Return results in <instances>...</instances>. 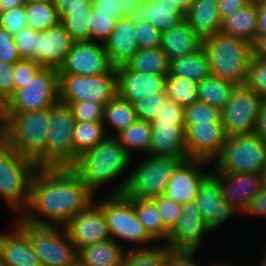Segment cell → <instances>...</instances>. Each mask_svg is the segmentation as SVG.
I'll list each match as a JSON object with an SVG mask.
<instances>
[{
  "label": "cell",
  "mask_w": 266,
  "mask_h": 266,
  "mask_svg": "<svg viewBox=\"0 0 266 266\" xmlns=\"http://www.w3.org/2000/svg\"><path fill=\"white\" fill-rule=\"evenodd\" d=\"M207 163L201 159L182 160L174 169L163 196L182 205L196 199L202 180L209 174L200 168Z\"/></svg>",
  "instance_id": "cell-18"
},
{
  "label": "cell",
  "mask_w": 266,
  "mask_h": 266,
  "mask_svg": "<svg viewBox=\"0 0 266 266\" xmlns=\"http://www.w3.org/2000/svg\"><path fill=\"white\" fill-rule=\"evenodd\" d=\"M260 1H266V0H250V2H253V3L260 2Z\"/></svg>",
  "instance_id": "cell-71"
},
{
  "label": "cell",
  "mask_w": 266,
  "mask_h": 266,
  "mask_svg": "<svg viewBox=\"0 0 266 266\" xmlns=\"http://www.w3.org/2000/svg\"><path fill=\"white\" fill-rule=\"evenodd\" d=\"M211 74L208 56L201 46L197 51L170 60L169 74L199 83Z\"/></svg>",
  "instance_id": "cell-31"
},
{
  "label": "cell",
  "mask_w": 266,
  "mask_h": 266,
  "mask_svg": "<svg viewBox=\"0 0 266 266\" xmlns=\"http://www.w3.org/2000/svg\"><path fill=\"white\" fill-rule=\"evenodd\" d=\"M235 87L234 83L210 74L198 83L197 99L222 111Z\"/></svg>",
  "instance_id": "cell-32"
},
{
  "label": "cell",
  "mask_w": 266,
  "mask_h": 266,
  "mask_svg": "<svg viewBox=\"0 0 266 266\" xmlns=\"http://www.w3.org/2000/svg\"><path fill=\"white\" fill-rule=\"evenodd\" d=\"M184 128L187 157L191 159L211 162L220 153L227 139L222 123L184 125Z\"/></svg>",
  "instance_id": "cell-17"
},
{
  "label": "cell",
  "mask_w": 266,
  "mask_h": 266,
  "mask_svg": "<svg viewBox=\"0 0 266 266\" xmlns=\"http://www.w3.org/2000/svg\"><path fill=\"white\" fill-rule=\"evenodd\" d=\"M152 138L149 156H170L188 159L185 144L184 125L151 123Z\"/></svg>",
  "instance_id": "cell-25"
},
{
  "label": "cell",
  "mask_w": 266,
  "mask_h": 266,
  "mask_svg": "<svg viewBox=\"0 0 266 266\" xmlns=\"http://www.w3.org/2000/svg\"><path fill=\"white\" fill-rule=\"evenodd\" d=\"M258 25L257 37H266V1L256 2Z\"/></svg>",
  "instance_id": "cell-60"
},
{
  "label": "cell",
  "mask_w": 266,
  "mask_h": 266,
  "mask_svg": "<svg viewBox=\"0 0 266 266\" xmlns=\"http://www.w3.org/2000/svg\"><path fill=\"white\" fill-rule=\"evenodd\" d=\"M135 22L147 20L161 32L185 19V13L177 4L162 0H143L130 16Z\"/></svg>",
  "instance_id": "cell-26"
},
{
  "label": "cell",
  "mask_w": 266,
  "mask_h": 266,
  "mask_svg": "<svg viewBox=\"0 0 266 266\" xmlns=\"http://www.w3.org/2000/svg\"><path fill=\"white\" fill-rule=\"evenodd\" d=\"M104 212L112 239L130 241L135 245L155 241L138 220L131 199L123 194H110L106 200L98 203Z\"/></svg>",
  "instance_id": "cell-12"
},
{
  "label": "cell",
  "mask_w": 266,
  "mask_h": 266,
  "mask_svg": "<svg viewBox=\"0 0 266 266\" xmlns=\"http://www.w3.org/2000/svg\"><path fill=\"white\" fill-rule=\"evenodd\" d=\"M37 36L38 31L29 27L14 36L15 44L22 59H31L34 61V49Z\"/></svg>",
  "instance_id": "cell-53"
},
{
  "label": "cell",
  "mask_w": 266,
  "mask_h": 266,
  "mask_svg": "<svg viewBox=\"0 0 266 266\" xmlns=\"http://www.w3.org/2000/svg\"><path fill=\"white\" fill-rule=\"evenodd\" d=\"M8 124V99L6 97H0V138L5 134Z\"/></svg>",
  "instance_id": "cell-61"
},
{
  "label": "cell",
  "mask_w": 266,
  "mask_h": 266,
  "mask_svg": "<svg viewBox=\"0 0 266 266\" xmlns=\"http://www.w3.org/2000/svg\"><path fill=\"white\" fill-rule=\"evenodd\" d=\"M131 158L115 136H106L82 153L70 168L95 194L99 186L122 174L131 164Z\"/></svg>",
  "instance_id": "cell-2"
},
{
  "label": "cell",
  "mask_w": 266,
  "mask_h": 266,
  "mask_svg": "<svg viewBox=\"0 0 266 266\" xmlns=\"http://www.w3.org/2000/svg\"><path fill=\"white\" fill-rule=\"evenodd\" d=\"M130 70L139 73L169 74L170 61L160 47L138 49L134 57L125 64Z\"/></svg>",
  "instance_id": "cell-34"
},
{
  "label": "cell",
  "mask_w": 266,
  "mask_h": 266,
  "mask_svg": "<svg viewBox=\"0 0 266 266\" xmlns=\"http://www.w3.org/2000/svg\"><path fill=\"white\" fill-rule=\"evenodd\" d=\"M257 25V5L251 2L226 18L220 32L254 44L257 39Z\"/></svg>",
  "instance_id": "cell-30"
},
{
  "label": "cell",
  "mask_w": 266,
  "mask_h": 266,
  "mask_svg": "<svg viewBox=\"0 0 266 266\" xmlns=\"http://www.w3.org/2000/svg\"><path fill=\"white\" fill-rule=\"evenodd\" d=\"M261 177L263 180V185L266 186V163L263 166L262 172H261Z\"/></svg>",
  "instance_id": "cell-66"
},
{
  "label": "cell",
  "mask_w": 266,
  "mask_h": 266,
  "mask_svg": "<svg viewBox=\"0 0 266 266\" xmlns=\"http://www.w3.org/2000/svg\"><path fill=\"white\" fill-rule=\"evenodd\" d=\"M72 266H84L79 260L73 264Z\"/></svg>",
  "instance_id": "cell-70"
},
{
  "label": "cell",
  "mask_w": 266,
  "mask_h": 266,
  "mask_svg": "<svg viewBox=\"0 0 266 266\" xmlns=\"http://www.w3.org/2000/svg\"><path fill=\"white\" fill-rule=\"evenodd\" d=\"M204 123H222L221 111L200 101L184 107V125Z\"/></svg>",
  "instance_id": "cell-41"
},
{
  "label": "cell",
  "mask_w": 266,
  "mask_h": 266,
  "mask_svg": "<svg viewBox=\"0 0 266 266\" xmlns=\"http://www.w3.org/2000/svg\"><path fill=\"white\" fill-rule=\"evenodd\" d=\"M117 94L114 67L101 75H59V102L63 104L93 100L106 105Z\"/></svg>",
  "instance_id": "cell-10"
},
{
  "label": "cell",
  "mask_w": 266,
  "mask_h": 266,
  "mask_svg": "<svg viewBox=\"0 0 266 266\" xmlns=\"http://www.w3.org/2000/svg\"><path fill=\"white\" fill-rule=\"evenodd\" d=\"M255 133L266 142V100L261 105Z\"/></svg>",
  "instance_id": "cell-62"
},
{
  "label": "cell",
  "mask_w": 266,
  "mask_h": 266,
  "mask_svg": "<svg viewBox=\"0 0 266 266\" xmlns=\"http://www.w3.org/2000/svg\"><path fill=\"white\" fill-rule=\"evenodd\" d=\"M135 21L123 17L115 22L109 39L104 43L111 65L114 68L125 65L138 51Z\"/></svg>",
  "instance_id": "cell-24"
},
{
  "label": "cell",
  "mask_w": 266,
  "mask_h": 266,
  "mask_svg": "<svg viewBox=\"0 0 266 266\" xmlns=\"http://www.w3.org/2000/svg\"><path fill=\"white\" fill-rule=\"evenodd\" d=\"M197 251H169L167 266H198L193 259Z\"/></svg>",
  "instance_id": "cell-58"
},
{
  "label": "cell",
  "mask_w": 266,
  "mask_h": 266,
  "mask_svg": "<svg viewBox=\"0 0 266 266\" xmlns=\"http://www.w3.org/2000/svg\"><path fill=\"white\" fill-rule=\"evenodd\" d=\"M118 240L88 245L78 252V260L84 266H122L127 251Z\"/></svg>",
  "instance_id": "cell-29"
},
{
  "label": "cell",
  "mask_w": 266,
  "mask_h": 266,
  "mask_svg": "<svg viewBox=\"0 0 266 266\" xmlns=\"http://www.w3.org/2000/svg\"><path fill=\"white\" fill-rule=\"evenodd\" d=\"M202 46V39L184 19L174 27L161 32L160 48L169 61L191 54Z\"/></svg>",
  "instance_id": "cell-27"
},
{
  "label": "cell",
  "mask_w": 266,
  "mask_h": 266,
  "mask_svg": "<svg viewBox=\"0 0 266 266\" xmlns=\"http://www.w3.org/2000/svg\"><path fill=\"white\" fill-rule=\"evenodd\" d=\"M119 19L116 14L98 13L96 9L92 7L90 13L89 30L90 40L98 41L104 44L110 37L112 30L114 29L115 22Z\"/></svg>",
  "instance_id": "cell-42"
},
{
  "label": "cell",
  "mask_w": 266,
  "mask_h": 266,
  "mask_svg": "<svg viewBox=\"0 0 266 266\" xmlns=\"http://www.w3.org/2000/svg\"><path fill=\"white\" fill-rule=\"evenodd\" d=\"M182 214L170 230L167 246L173 251H199L204 234L211 232L195 199L183 204Z\"/></svg>",
  "instance_id": "cell-16"
},
{
  "label": "cell",
  "mask_w": 266,
  "mask_h": 266,
  "mask_svg": "<svg viewBox=\"0 0 266 266\" xmlns=\"http://www.w3.org/2000/svg\"><path fill=\"white\" fill-rule=\"evenodd\" d=\"M167 99L166 93L152 94L133 103L137 119L151 122Z\"/></svg>",
  "instance_id": "cell-47"
},
{
  "label": "cell",
  "mask_w": 266,
  "mask_h": 266,
  "mask_svg": "<svg viewBox=\"0 0 266 266\" xmlns=\"http://www.w3.org/2000/svg\"><path fill=\"white\" fill-rule=\"evenodd\" d=\"M42 68L39 63L31 59H21L14 64V86L15 91L25 87V85Z\"/></svg>",
  "instance_id": "cell-52"
},
{
  "label": "cell",
  "mask_w": 266,
  "mask_h": 266,
  "mask_svg": "<svg viewBox=\"0 0 266 266\" xmlns=\"http://www.w3.org/2000/svg\"><path fill=\"white\" fill-rule=\"evenodd\" d=\"M156 203L158 211L162 217L164 225L171 230L179 220L183 206L172 199L163 195L153 199Z\"/></svg>",
  "instance_id": "cell-50"
},
{
  "label": "cell",
  "mask_w": 266,
  "mask_h": 266,
  "mask_svg": "<svg viewBox=\"0 0 266 266\" xmlns=\"http://www.w3.org/2000/svg\"><path fill=\"white\" fill-rule=\"evenodd\" d=\"M261 266H266V253L264 254Z\"/></svg>",
  "instance_id": "cell-69"
},
{
  "label": "cell",
  "mask_w": 266,
  "mask_h": 266,
  "mask_svg": "<svg viewBox=\"0 0 266 266\" xmlns=\"http://www.w3.org/2000/svg\"><path fill=\"white\" fill-rule=\"evenodd\" d=\"M0 27L7 30L12 36L27 28L25 6L1 12Z\"/></svg>",
  "instance_id": "cell-49"
},
{
  "label": "cell",
  "mask_w": 266,
  "mask_h": 266,
  "mask_svg": "<svg viewBox=\"0 0 266 266\" xmlns=\"http://www.w3.org/2000/svg\"><path fill=\"white\" fill-rule=\"evenodd\" d=\"M135 32L138 49L160 47L161 31L156 29L147 20L135 22Z\"/></svg>",
  "instance_id": "cell-48"
},
{
  "label": "cell",
  "mask_w": 266,
  "mask_h": 266,
  "mask_svg": "<svg viewBox=\"0 0 266 266\" xmlns=\"http://www.w3.org/2000/svg\"><path fill=\"white\" fill-rule=\"evenodd\" d=\"M38 167L0 138V196L22 214L30 200L31 179ZM25 206V207H24Z\"/></svg>",
  "instance_id": "cell-5"
},
{
  "label": "cell",
  "mask_w": 266,
  "mask_h": 266,
  "mask_svg": "<svg viewBox=\"0 0 266 266\" xmlns=\"http://www.w3.org/2000/svg\"><path fill=\"white\" fill-rule=\"evenodd\" d=\"M76 120L67 104L57 102L51 107L45 154L37 167H71L78 159L74 151L73 130Z\"/></svg>",
  "instance_id": "cell-7"
},
{
  "label": "cell",
  "mask_w": 266,
  "mask_h": 266,
  "mask_svg": "<svg viewBox=\"0 0 266 266\" xmlns=\"http://www.w3.org/2000/svg\"><path fill=\"white\" fill-rule=\"evenodd\" d=\"M76 120V122H95L103 121L104 106L96 101H84L79 103L67 104Z\"/></svg>",
  "instance_id": "cell-46"
},
{
  "label": "cell",
  "mask_w": 266,
  "mask_h": 266,
  "mask_svg": "<svg viewBox=\"0 0 266 266\" xmlns=\"http://www.w3.org/2000/svg\"><path fill=\"white\" fill-rule=\"evenodd\" d=\"M223 198L238 212H244L249 201L262 189L261 173H217Z\"/></svg>",
  "instance_id": "cell-22"
},
{
  "label": "cell",
  "mask_w": 266,
  "mask_h": 266,
  "mask_svg": "<svg viewBox=\"0 0 266 266\" xmlns=\"http://www.w3.org/2000/svg\"><path fill=\"white\" fill-rule=\"evenodd\" d=\"M202 47L208 56L211 74L236 86L244 85L254 55L252 43L219 32L202 39Z\"/></svg>",
  "instance_id": "cell-3"
},
{
  "label": "cell",
  "mask_w": 266,
  "mask_h": 266,
  "mask_svg": "<svg viewBox=\"0 0 266 266\" xmlns=\"http://www.w3.org/2000/svg\"><path fill=\"white\" fill-rule=\"evenodd\" d=\"M154 247L140 245L137 249H129L122 266H167L170 249L163 244L161 247Z\"/></svg>",
  "instance_id": "cell-39"
},
{
  "label": "cell",
  "mask_w": 266,
  "mask_h": 266,
  "mask_svg": "<svg viewBox=\"0 0 266 266\" xmlns=\"http://www.w3.org/2000/svg\"><path fill=\"white\" fill-rule=\"evenodd\" d=\"M25 10L27 26L38 32L61 23L53 1L27 3L25 4Z\"/></svg>",
  "instance_id": "cell-37"
},
{
  "label": "cell",
  "mask_w": 266,
  "mask_h": 266,
  "mask_svg": "<svg viewBox=\"0 0 266 266\" xmlns=\"http://www.w3.org/2000/svg\"><path fill=\"white\" fill-rule=\"evenodd\" d=\"M110 63L105 45L92 40L74 41L59 75H101L108 73Z\"/></svg>",
  "instance_id": "cell-14"
},
{
  "label": "cell",
  "mask_w": 266,
  "mask_h": 266,
  "mask_svg": "<svg viewBox=\"0 0 266 266\" xmlns=\"http://www.w3.org/2000/svg\"><path fill=\"white\" fill-rule=\"evenodd\" d=\"M42 1H53V0H24L25 4L33 2H42Z\"/></svg>",
  "instance_id": "cell-67"
},
{
  "label": "cell",
  "mask_w": 266,
  "mask_h": 266,
  "mask_svg": "<svg viewBox=\"0 0 266 266\" xmlns=\"http://www.w3.org/2000/svg\"><path fill=\"white\" fill-rule=\"evenodd\" d=\"M214 159L217 173H261L266 163V142L256 133L227 136Z\"/></svg>",
  "instance_id": "cell-8"
},
{
  "label": "cell",
  "mask_w": 266,
  "mask_h": 266,
  "mask_svg": "<svg viewBox=\"0 0 266 266\" xmlns=\"http://www.w3.org/2000/svg\"><path fill=\"white\" fill-rule=\"evenodd\" d=\"M90 13L91 10L71 12L61 19V24L74 41L90 40Z\"/></svg>",
  "instance_id": "cell-43"
},
{
  "label": "cell",
  "mask_w": 266,
  "mask_h": 266,
  "mask_svg": "<svg viewBox=\"0 0 266 266\" xmlns=\"http://www.w3.org/2000/svg\"><path fill=\"white\" fill-rule=\"evenodd\" d=\"M20 6H25L24 0H0V13Z\"/></svg>",
  "instance_id": "cell-64"
},
{
  "label": "cell",
  "mask_w": 266,
  "mask_h": 266,
  "mask_svg": "<svg viewBox=\"0 0 266 266\" xmlns=\"http://www.w3.org/2000/svg\"><path fill=\"white\" fill-rule=\"evenodd\" d=\"M60 19L71 12L92 10V0H53Z\"/></svg>",
  "instance_id": "cell-55"
},
{
  "label": "cell",
  "mask_w": 266,
  "mask_h": 266,
  "mask_svg": "<svg viewBox=\"0 0 266 266\" xmlns=\"http://www.w3.org/2000/svg\"><path fill=\"white\" fill-rule=\"evenodd\" d=\"M73 43L74 40L61 23L38 32L34 49V61L42 67L59 70Z\"/></svg>",
  "instance_id": "cell-20"
},
{
  "label": "cell",
  "mask_w": 266,
  "mask_h": 266,
  "mask_svg": "<svg viewBox=\"0 0 266 266\" xmlns=\"http://www.w3.org/2000/svg\"><path fill=\"white\" fill-rule=\"evenodd\" d=\"M250 0H218V10L221 21L232 16L235 11H238L248 5Z\"/></svg>",
  "instance_id": "cell-59"
},
{
  "label": "cell",
  "mask_w": 266,
  "mask_h": 266,
  "mask_svg": "<svg viewBox=\"0 0 266 266\" xmlns=\"http://www.w3.org/2000/svg\"><path fill=\"white\" fill-rule=\"evenodd\" d=\"M136 120L137 116L133 104L126 101L118 94L104 106V129L108 124L116 131V134L113 133L107 136H116Z\"/></svg>",
  "instance_id": "cell-35"
},
{
  "label": "cell",
  "mask_w": 266,
  "mask_h": 266,
  "mask_svg": "<svg viewBox=\"0 0 266 266\" xmlns=\"http://www.w3.org/2000/svg\"><path fill=\"white\" fill-rule=\"evenodd\" d=\"M59 101V73L42 67L21 89L8 99L9 113H28L52 107Z\"/></svg>",
  "instance_id": "cell-11"
},
{
  "label": "cell",
  "mask_w": 266,
  "mask_h": 266,
  "mask_svg": "<svg viewBox=\"0 0 266 266\" xmlns=\"http://www.w3.org/2000/svg\"><path fill=\"white\" fill-rule=\"evenodd\" d=\"M150 123L184 125V107L167 98Z\"/></svg>",
  "instance_id": "cell-51"
},
{
  "label": "cell",
  "mask_w": 266,
  "mask_h": 266,
  "mask_svg": "<svg viewBox=\"0 0 266 266\" xmlns=\"http://www.w3.org/2000/svg\"><path fill=\"white\" fill-rule=\"evenodd\" d=\"M138 220L155 240H168L170 230L164 225L156 203L152 199H131Z\"/></svg>",
  "instance_id": "cell-33"
},
{
  "label": "cell",
  "mask_w": 266,
  "mask_h": 266,
  "mask_svg": "<svg viewBox=\"0 0 266 266\" xmlns=\"http://www.w3.org/2000/svg\"><path fill=\"white\" fill-rule=\"evenodd\" d=\"M103 121L76 122L73 130V144L75 153L80 156L87 150L100 143L107 134Z\"/></svg>",
  "instance_id": "cell-38"
},
{
  "label": "cell",
  "mask_w": 266,
  "mask_h": 266,
  "mask_svg": "<svg viewBox=\"0 0 266 266\" xmlns=\"http://www.w3.org/2000/svg\"><path fill=\"white\" fill-rule=\"evenodd\" d=\"M0 59L9 64L21 60V55L15 44L14 36L0 27Z\"/></svg>",
  "instance_id": "cell-54"
},
{
  "label": "cell",
  "mask_w": 266,
  "mask_h": 266,
  "mask_svg": "<svg viewBox=\"0 0 266 266\" xmlns=\"http://www.w3.org/2000/svg\"><path fill=\"white\" fill-rule=\"evenodd\" d=\"M254 55L266 60V37H257L253 44Z\"/></svg>",
  "instance_id": "cell-63"
},
{
  "label": "cell",
  "mask_w": 266,
  "mask_h": 266,
  "mask_svg": "<svg viewBox=\"0 0 266 266\" xmlns=\"http://www.w3.org/2000/svg\"><path fill=\"white\" fill-rule=\"evenodd\" d=\"M94 195L70 167H38L31 179L29 204L21 218L38 226L64 227L93 201Z\"/></svg>",
  "instance_id": "cell-1"
},
{
  "label": "cell",
  "mask_w": 266,
  "mask_h": 266,
  "mask_svg": "<svg viewBox=\"0 0 266 266\" xmlns=\"http://www.w3.org/2000/svg\"><path fill=\"white\" fill-rule=\"evenodd\" d=\"M185 20L201 39L219 33L222 21L218 0H193L185 14Z\"/></svg>",
  "instance_id": "cell-28"
},
{
  "label": "cell",
  "mask_w": 266,
  "mask_h": 266,
  "mask_svg": "<svg viewBox=\"0 0 266 266\" xmlns=\"http://www.w3.org/2000/svg\"><path fill=\"white\" fill-rule=\"evenodd\" d=\"M13 75L14 64L6 63L0 59V91L7 99L15 92Z\"/></svg>",
  "instance_id": "cell-56"
},
{
  "label": "cell",
  "mask_w": 266,
  "mask_h": 266,
  "mask_svg": "<svg viewBox=\"0 0 266 266\" xmlns=\"http://www.w3.org/2000/svg\"><path fill=\"white\" fill-rule=\"evenodd\" d=\"M115 137L131 156V152L136 150H141L143 153L145 152L147 154L152 138L151 123L149 121L137 119Z\"/></svg>",
  "instance_id": "cell-36"
},
{
  "label": "cell",
  "mask_w": 266,
  "mask_h": 266,
  "mask_svg": "<svg viewBox=\"0 0 266 266\" xmlns=\"http://www.w3.org/2000/svg\"><path fill=\"white\" fill-rule=\"evenodd\" d=\"M78 252L88 245L111 240L102 207L94 200L64 226Z\"/></svg>",
  "instance_id": "cell-15"
},
{
  "label": "cell",
  "mask_w": 266,
  "mask_h": 266,
  "mask_svg": "<svg viewBox=\"0 0 266 266\" xmlns=\"http://www.w3.org/2000/svg\"><path fill=\"white\" fill-rule=\"evenodd\" d=\"M16 222L28 235L41 266H72L78 261V250L65 227L38 226L19 217Z\"/></svg>",
  "instance_id": "cell-9"
},
{
  "label": "cell",
  "mask_w": 266,
  "mask_h": 266,
  "mask_svg": "<svg viewBox=\"0 0 266 266\" xmlns=\"http://www.w3.org/2000/svg\"><path fill=\"white\" fill-rule=\"evenodd\" d=\"M145 160V161H144ZM120 183L113 194H125L130 199H154L164 194L165 188L181 158L148 156Z\"/></svg>",
  "instance_id": "cell-6"
},
{
  "label": "cell",
  "mask_w": 266,
  "mask_h": 266,
  "mask_svg": "<svg viewBox=\"0 0 266 266\" xmlns=\"http://www.w3.org/2000/svg\"><path fill=\"white\" fill-rule=\"evenodd\" d=\"M266 216V186L249 201L247 208L243 214Z\"/></svg>",
  "instance_id": "cell-57"
},
{
  "label": "cell",
  "mask_w": 266,
  "mask_h": 266,
  "mask_svg": "<svg viewBox=\"0 0 266 266\" xmlns=\"http://www.w3.org/2000/svg\"><path fill=\"white\" fill-rule=\"evenodd\" d=\"M51 107L28 113H9V124L1 137L18 154L36 163L44 154Z\"/></svg>",
  "instance_id": "cell-4"
},
{
  "label": "cell",
  "mask_w": 266,
  "mask_h": 266,
  "mask_svg": "<svg viewBox=\"0 0 266 266\" xmlns=\"http://www.w3.org/2000/svg\"><path fill=\"white\" fill-rule=\"evenodd\" d=\"M195 201L210 231L216 229L237 212L223 198L221 183L212 173L202 180Z\"/></svg>",
  "instance_id": "cell-19"
},
{
  "label": "cell",
  "mask_w": 266,
  "mask_h": 266,
  "mask_svg": "<svg viewBox=\"0 0 266 266\" xmlns=\"http://www.w3.org/2000/svg\"><path fill=\"white\" fill-rule=\"evenodd\" d=\"M168 1L173 4H177V6L186 14L189 7L192 5L193 0H162Z\"/></svg>",
  "instance_id": "cell-65"
},
{
  "label": "cell",
  "mask_w": 266,
  "mask_h": 266,
  "mask_svg": "<svg viewBox=\"0 0 266 266\" xmlns=\"http://www.w3.org/2000/svg\"><path fill=\"white\" fill-rule=\"evenodd\" d=\"M0 97H5V96L1 93V91H0Z\"/></svg>",
  "instance_id": "cell-72"
},
{
  "label": "cell",
  "mask_w": 266,
  "mask_h": 266,
  "mask_svg": "<svg viewBox=\"0 0 266 266\" xmlns=\"http://www.w3.org/2000/svg\"><path fill=\"white\" fill-rule=\"evenodd\" d=\"M264 98L245 84L233 90L230 100L221 111L227 136L255 133Z\"/></svg>",
  "instance_id": "cell-13"
},
{
  "label": "cell",
  "mask_w": 266,
  "mask_h": 266,
  "mask_svg": "<svg viewBox=\"0 0 266 266\" xmlns=\"http://www.w3.org/2000/svg\"><path fill=\"white\" fill-rule=\"evenodd\" d=\"M211 266H233V265H229V264H223V263H214V264H212Z\"/></svg>",
  "instance_id": "cell-68"
},
{
  "label": "cell",
  "mask_w": 266,
  "mask_h": 266,
  "mask_svg": "<svg viewBox=\"0 0 266 266\" xmlns=\"http://www.w3.org/2000/svg\"><path fill=\"white\" fill-rule=\"evenodd\" d=\"M198 83L186 78L177 76H167L165 84V93L171 101L186 107L197 99Z\"/></svg>",
  "instance_id": "cell-40"
},
{
  "label": "cell",
  "mask_w": 266,
  "mask_h": 266,
  "mask_svg": "<svg viewBox=\"0 0 266 266\" xmlns=\"http://www.w3.org/2000/svg\"><path fill=\"white\" fill-rule=\"evenodd\" d=\"M244 84L266 100V60L252 56Z\"/></svg>",
  "instance_id": "cell-44"
},
{
  "label": "cell",
  "mask_w": 266,
  "mask_h": 266,
  "mask_svg": "<svg viewBox=\"0 0 266 266\" xmlns=\"http://www.w3.org/2000/svg\"><path fill=\"white\" fill-rule=\"evenodd\" d=\"M0 262L4 266H41L26 232L15 222L7 233H0Z\"/></svg>",
  "instance_id": "cell-23"
},
{
  "label": "cell",
  "mask_w": 266,
  "mask_h": 266,
  "mask_svg": "<svg viewBox=\"0 0 266 266\" xmlns=\"http://www.w3.org/2000/svg\"><path fill=\"white\" fill-rule=\"evenodd\" d=\"M143 0H92L98 13L116 14L119 19L130 17Z\"/></svg>",
  "instance_id": "cell-45"
},
{
  "label": "cell",
  "mask_w": 266,
  "mask_h": 266,
  "mask_svg": "<svg viewBox=\"0 0 266 266\" xmlns=\"http://www.w3.org/2000/svg\"><path fill=\"white\" fill-rule=\"evenodd\" d=\"M116 71L118 95L132 104L146 96L165 93L167 75L139 73L126 65L117 67Z\"/></svg>",
  "instance_id": "cell-21"
}]
</instances>
